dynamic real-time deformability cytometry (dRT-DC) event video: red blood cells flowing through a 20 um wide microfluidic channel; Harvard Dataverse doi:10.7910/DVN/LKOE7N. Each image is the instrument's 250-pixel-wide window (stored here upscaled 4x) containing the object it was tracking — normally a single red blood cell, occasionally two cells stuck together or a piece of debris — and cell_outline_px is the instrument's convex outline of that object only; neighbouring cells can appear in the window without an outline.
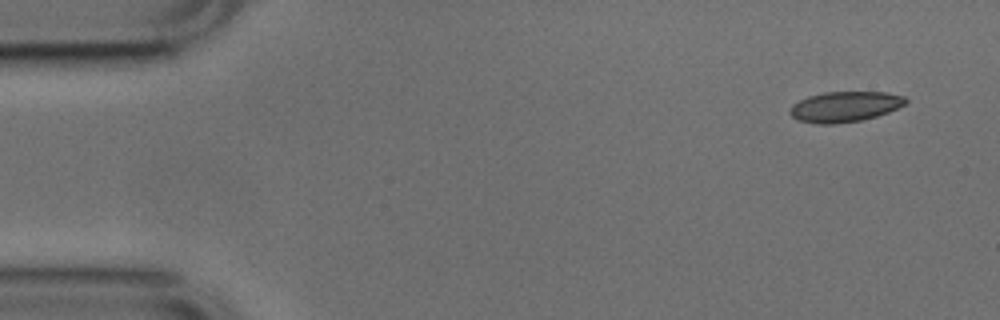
{"species": "common noctule bat (a hibernating species)", "species_latin": "Nyctalus noctula", "temperature_condition": "cold", "stored_images_in_passage": 4, "camera_frame_rate_fps": 3000, "um_per_image_px": 0.085, "animal": {"sex": "male", "body_mass_g": 17.9, "forearm_length_mm": 54.2}, "frame": {"image": 1, "passage_image": 1, "time_ms": 0.0, "image_size_px": [1000, 320], "cell_outline_px": [[908, 100], [904, 104], [888, 112], [876, 116], [860, 120], [836, 124], [816, 124], [796, 120], [788, 112], [792, 104], [808, 96], [824, 92], [888, 92], [904, 96]], "centroid_in_image_um": [71.77, 9.07], "position_along_channel_um": 13.2, "area_um2": 20.58}}
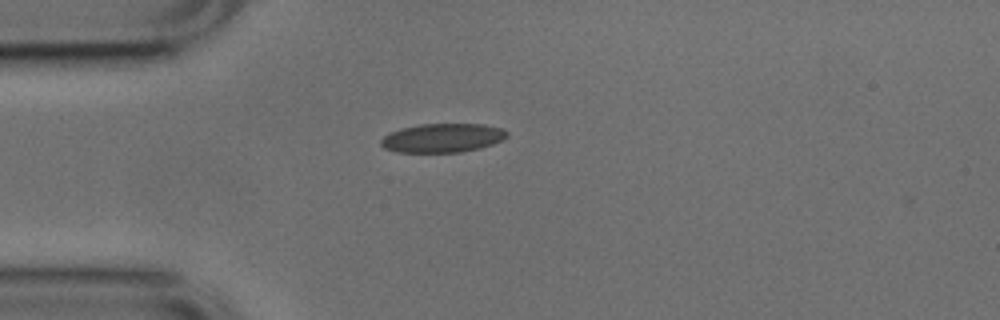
{"frame": {"image": 2, "passage_image": 4, "time_ms": 1.0, "image_size_px": [1000, 320], "cell_outline_px": [[508, 136], [504, 140], [480, 148], [464, 152], [396, 152], [384, 148], [380, 144], [380, 140], [384, 136], [400, 128], [420, 124], [484, 124], [504, 128], [508, 132]], "centroid_in_image_um": [37.65, 11.72], "position_along_channel_um": 47.3, "area_um2": 21.44}}